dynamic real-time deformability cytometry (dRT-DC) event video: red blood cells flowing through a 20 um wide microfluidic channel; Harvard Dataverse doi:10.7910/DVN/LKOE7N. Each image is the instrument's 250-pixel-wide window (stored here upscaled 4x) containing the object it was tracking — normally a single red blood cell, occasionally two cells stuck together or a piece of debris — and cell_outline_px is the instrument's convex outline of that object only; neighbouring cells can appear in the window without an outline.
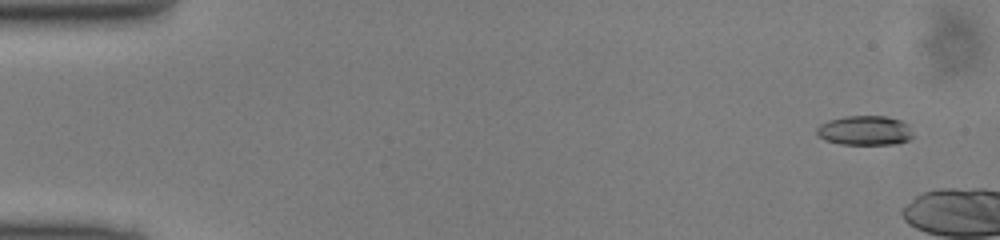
{"species": "common noctule bat (a hibernating species)", "species_latin": "Nyctalus noctula", "temperature_condition": "cold", "stored_images_in_passage": 7, "camera_frame_rate_fps": 3000, "um_per_image_px": 0.085, "animal": {"sex": "male", "body_mass_g": 13.0, "forearm_length_mm": 53.1}, "frame": {"image": 1, "passage_image": 3, "time_ms": 0.667, "image_size_px": [1000, 240], "cell_outline_px": [[912, 136], [908, 140], [896, 144], [840, 144], [824, 140], [816, 132], [816, 128], [820, 124], [828, 120], [844, 116], [888, 116], [900, 120], [908, 124], [912, 132]], "centroid_in_image_um": [73.5, 11.08], "position_along_channel_um": 11.5, "area_um2": 16.65}}